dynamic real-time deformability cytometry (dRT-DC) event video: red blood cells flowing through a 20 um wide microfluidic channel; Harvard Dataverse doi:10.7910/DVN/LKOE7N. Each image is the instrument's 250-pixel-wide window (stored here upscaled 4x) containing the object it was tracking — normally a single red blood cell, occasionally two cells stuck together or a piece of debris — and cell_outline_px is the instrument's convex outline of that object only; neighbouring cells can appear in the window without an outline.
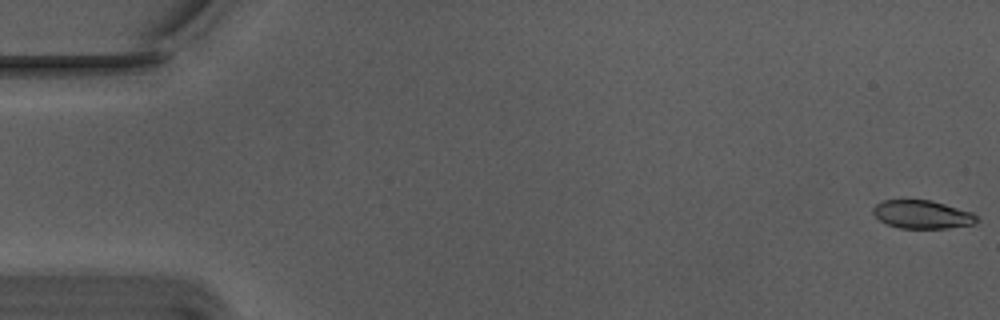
{"species": "Egyptian fruit bat (a non-hibernating species)", "species_latin": "Rousettus aegyptiacus", "temperature_condition": "warm", "stored_images_in_passage": 35, "camera_frame_rate_fps": 3000, "um_per_image_px": 0.085, "animal": {"sex": "male"}, "frame": {"image": 1, "passage_image": 1, "time_ms": 0.0, "image_size_px": [1000, 320], "cell_outline_px": [[980, 220], [972, 224], [948, 228], [900, 228], [888, 224], [880, 220], [872, 212], [872, 208], [876, 204], [884, 200], [932, 200], [972, 212], [980, 216]], "centroid_in_image_um": [78.42, 18.22], "position_along_channel_um": 6.6, "area_um2": 17.11}}
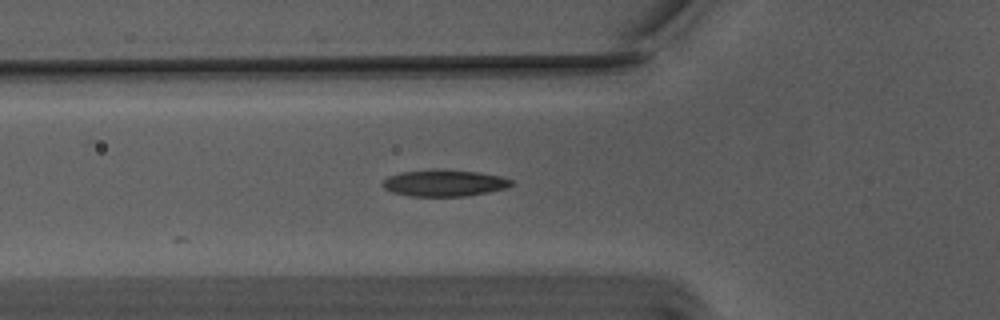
{"frame": {"image": 2, "passage_image": 20, "time_ms": 6.333, "image_size_px": [1000, 320], "cell_outline_px": [[512, 184], [504, 188], [488, 192], [468, 196], [408, 196], [392, 192], [384, 188], [380, 184], [388, 176], [400, 172], [480, 172], [500, 176], [512, 180]], "centroid_in_image_um": [37.74, 15.61], "position_along_channel_um": 88.1, "area_um2": 19.02}}
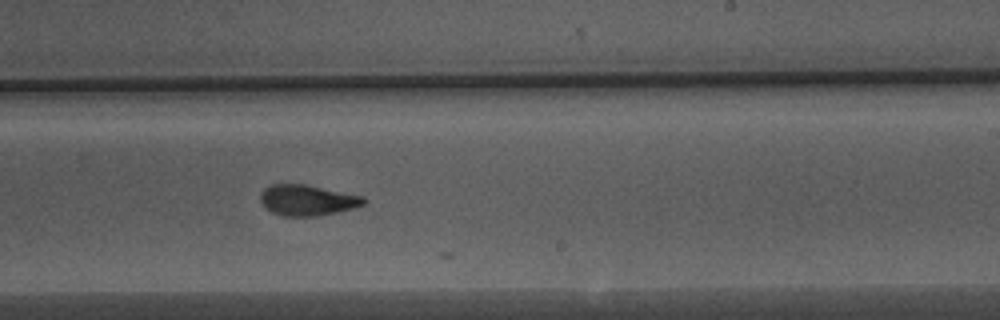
{"frame": {"image": 3, "passage_image": 34, "time_ms": 11.0, "image_size_px": [1000, 320], "cell_outline_px": [[364, 204], [356, 208], [316, 216], [284, 216], [272, 212], [260, 200], [260, 192], [268, 184], [308, 184], [364, 196]], "centroid_in_image_um": [26.13, 17.0], "position_along_channel_um": 262.9, "area_um2": 18.61}}